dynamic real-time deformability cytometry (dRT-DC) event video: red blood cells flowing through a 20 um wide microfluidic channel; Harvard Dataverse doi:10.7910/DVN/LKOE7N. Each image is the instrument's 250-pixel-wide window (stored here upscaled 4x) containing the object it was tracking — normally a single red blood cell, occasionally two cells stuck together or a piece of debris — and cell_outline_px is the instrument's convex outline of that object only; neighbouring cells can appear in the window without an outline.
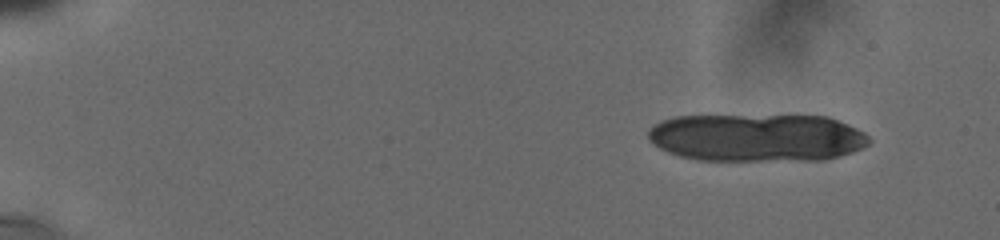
{"species": "human", "species_latin": "Homo sapiens", "temperature_condition": "cold", "stored_images_in_passage": 21, "segment_of_instrument_passage": [1, 2], "camera_frame_rate_fps": 3000, "um_per_image_px": 0.085, "donor": {"sex": "male"}, "frame": {"image": 1, "passage_image": 1, "time_ms": 0.0, "image_size_px": [1000, 240], "cell_outline_px": [[872, 140], [868, 144], [852, 152], [824, 160], [696, 160], [680, 156], [668, 152], [660, 148], [648, 136], [648, 128], [660, 120], [676, 116], [828, 116], [856, 128], [864, 132]], "centroid_in_image_um": [64.33, 11.7], "position_along_channel_um": 20.7, "area_um2": 61.5}}